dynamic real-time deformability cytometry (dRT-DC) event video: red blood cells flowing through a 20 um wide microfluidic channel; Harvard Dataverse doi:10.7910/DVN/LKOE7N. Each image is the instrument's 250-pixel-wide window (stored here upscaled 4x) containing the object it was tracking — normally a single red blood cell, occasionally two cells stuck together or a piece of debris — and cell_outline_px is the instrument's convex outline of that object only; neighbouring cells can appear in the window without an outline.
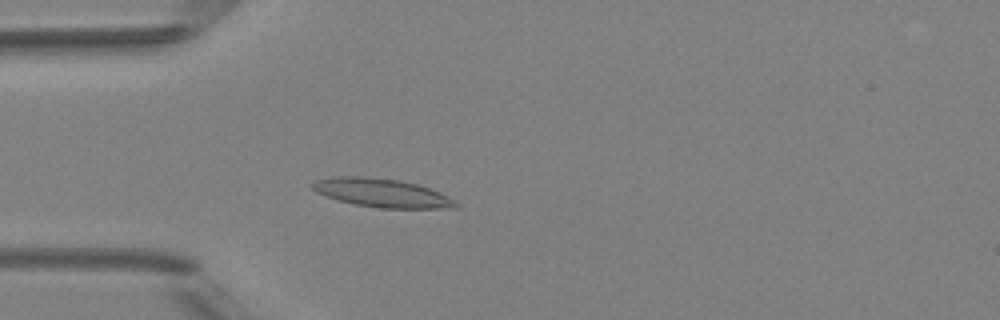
{"species": "Egyptian fruit bat (a non-hibernating species)", "species_latin": "Rousettus aegyptiacus", "temperature_condition": "room temperature", "stored_images_in_passage": 2, "camera_frame_rate_fps": 3000, "um_per_image_px": 0.085, "animal": {"sex": "female"}, "frame": {"image": 1, "passage_image": 2, "time_ms": 1.333, "image_size_px": [1000, 320], "cell_outline_px": [[460, 208], [380, 208], [356, 204], [324, 196], [316, 192], [312, 188], [312, 184], [316, 180], [332, 176], [364, 176], [400, 180], [416, 184], [440, 192], [448, 196], [460, 204]], "centroid_in_image_um": [32.48, 16.39], "position_along_channel_um": 52.5, "area_um2": 23.87}}